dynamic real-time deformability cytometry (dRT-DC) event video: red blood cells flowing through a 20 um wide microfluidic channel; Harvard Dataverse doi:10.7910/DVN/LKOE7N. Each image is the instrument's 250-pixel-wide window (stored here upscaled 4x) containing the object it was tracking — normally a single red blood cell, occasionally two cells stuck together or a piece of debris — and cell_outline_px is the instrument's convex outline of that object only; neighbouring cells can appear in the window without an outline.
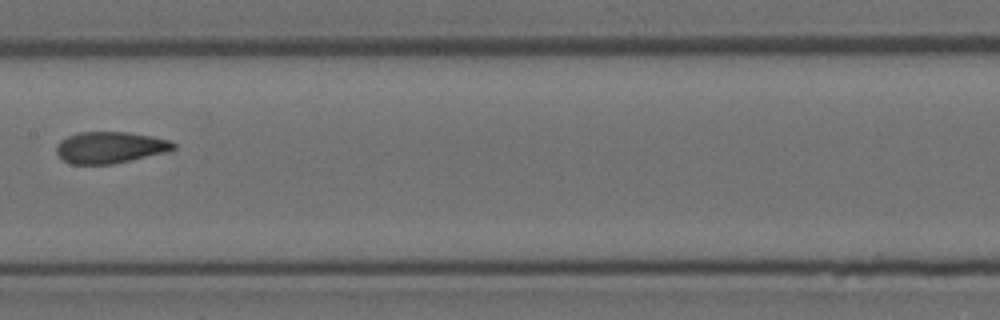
{"species": "Egyptian fruit bat (a non-hibernating species)", "species_latin": "Rousettus aegyptiacus", "temperature_condition": "room temperature", "stored_images_in_passage": 8, "camera_frame_rate_fps": 3000, "um_per_image_px": 0.085, "animal": {"sex": "female"}, "frame": {"image": 1, "passage_image": 7, "time_ms": 2.0, "image_size_px": [1000, 320], "cell_outline_px": [[176, 148], [164, 152], [112, 164], [72, 164], [64, 160], [56, 152], [56, 144], [60, 140], [76, 132], [128, 132], [152, 136], [172, 140], [176, 144]], "centroid_in_image_um": [9.34, 12.52], "position_along_channel_um": 198.1, "area_um2": 21.44}}
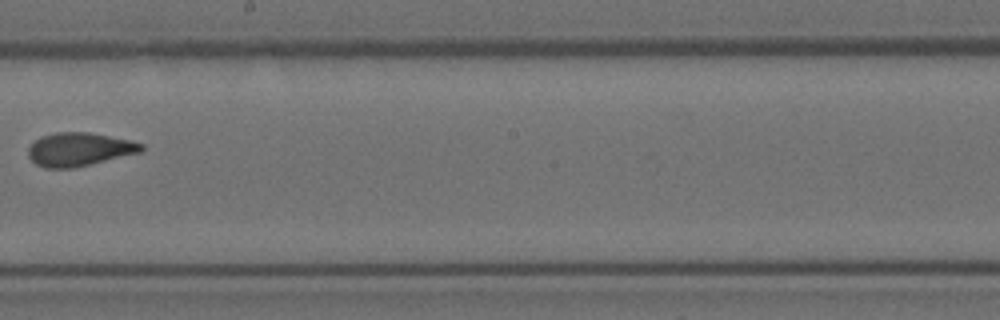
{"frame": {"image": 2, "passage_image": 8, "time_ms": 2.333, "image_size_px": [1000, 320], "cell_outline_px": [[144, 152], [72, 168], [44, 168], [36, 164], [28, 156], [28, 148], [40, 136], [56, 132], [88, 132], [128, 140], [144, 144]], "centroid_in_image_um": [6.74, 12.7], "position_along_channel_um": 241.5, "area_um2": 22.02}}